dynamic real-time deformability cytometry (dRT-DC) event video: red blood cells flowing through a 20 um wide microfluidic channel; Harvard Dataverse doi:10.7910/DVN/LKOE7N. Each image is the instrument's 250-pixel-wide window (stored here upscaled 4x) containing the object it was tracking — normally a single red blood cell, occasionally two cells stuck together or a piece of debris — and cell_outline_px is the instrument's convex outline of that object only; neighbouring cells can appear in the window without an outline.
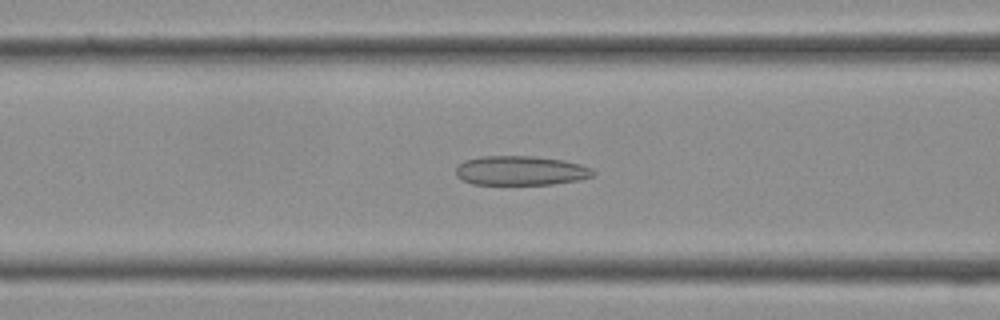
{"species": "Egyptian fruit bat (a non-hibernating species)", "species_latin": "Rousettus aegyptiacus", "temperature_condition": "cold", "stored_images_in_passage": 33, "camera_frame_rate_fps": 3000, "um_per_image_px": 0.085, "frame": {"image": 1, "passage_image": 10, "time_ms": 3.0, "image_size_px": [1000, 320], "cell_outline_px": [[596, 172], [592, 176], [580, 180], [552, 184], [472, 184], [456, 176], [456, 164], [464, 160], [480, 156], [532, 156], [564, 160], [580, 164], [592, 168]], "centroid_in_image_um": [44.25, 14.49], "position_along_channel_um": 122.4, "area_um2": 23.64}}
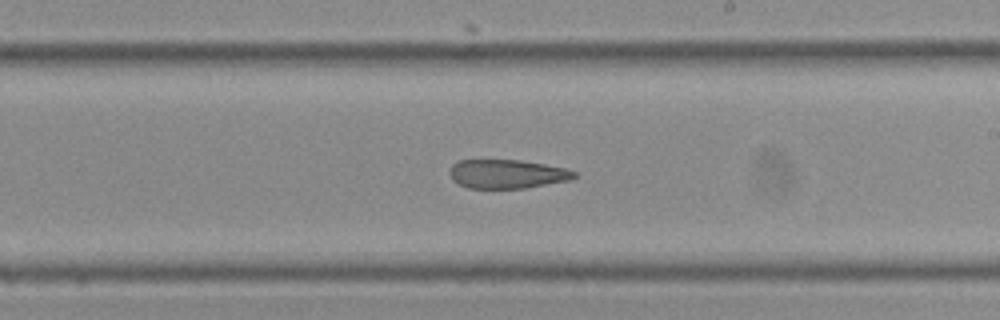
{"frame": {"image": 2, "passage_image": 17, "time_ms": 5.333, "image_size_px": [1000, 320], "cell_outline_px": [[576, 176], [572, 180], [524, 188], [468, 188], [452, 180], [448, 172], [452, 164], [460, 160], [520, 160], [544, 164], [564, 168], [576, 172]], "centroid_in_image_um": [43.08, 14.79], "position_along_channel_um": 245.9, "area_um2": 20.98}}
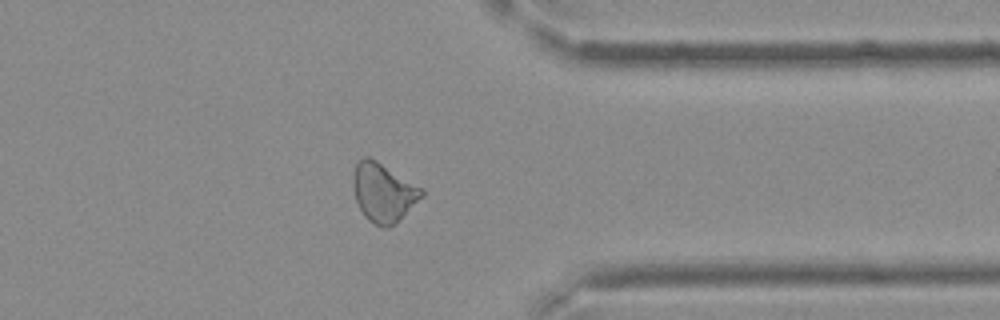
{"frame": {"image": 3, "passage_image": 25, "time_ms": 8.0, "image_size_px": [1000, 320], "cell_outline_px": [[424, 196], [396, 224], [388, 228], [380, 228], [368, 220], [364, 216], [356, 200], [352, 184], [352, 176], [356, 164], [364, 156], [368, 156], [376, 160], [424, 188]], "centroid_in_image_um": [32.61, 16.38], "position_along_channel_um": 378.8, "area_um2": 23.87}}